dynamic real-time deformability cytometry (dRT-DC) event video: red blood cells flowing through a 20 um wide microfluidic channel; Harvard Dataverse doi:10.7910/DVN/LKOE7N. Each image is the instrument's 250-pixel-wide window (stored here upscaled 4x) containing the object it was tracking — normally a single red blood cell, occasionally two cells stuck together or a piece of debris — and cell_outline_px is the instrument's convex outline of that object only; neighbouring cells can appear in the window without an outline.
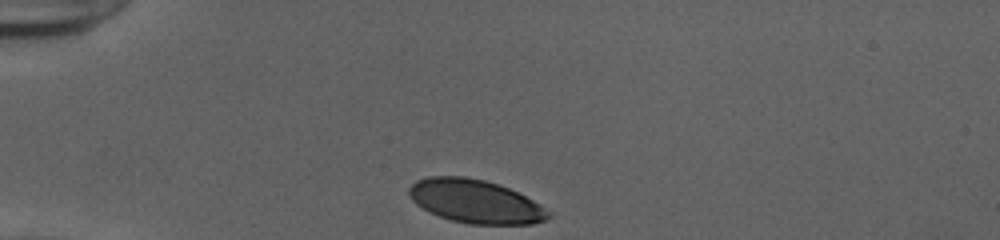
{"species": "human", "species_latin": "Homo sapiens", "temperature_condition": "cold", "stored_images_in_passage": 31, "camera_frame_rate_fps": 3000, "um_per_image_px": 0.085, "donor": {"sex": "female"}, "frame": {"image": 1, "passage_image": 1, "time_ms": 0.0, "image_size_px": [1000, 240], "cell_outline_px": [[552, 216], [548, 220], [532, 224], [468, 224], [452, 220], [428, 212], [416, 204], [408, 196], [408, 188], [416, 180], [428, 176], [464, 176], [484, 180], [508, 188], [540, 204], [552, 212]], "centroid_in_image_um": [40.4, 17.12], "position_along_channel_um": 44.6, "area_um2": 35.43}}
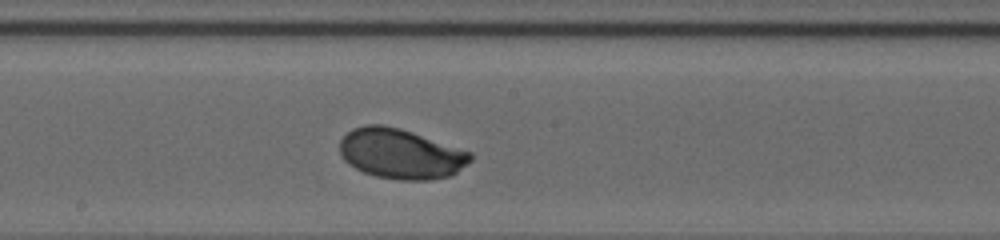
{"frame": {"image": 2, "passage_image": 17, "time_ms": 5.333, "image_size_px": [1000, 240], "cell_outline_px": [[472, 160], [452, 176], [428, 180], [400, 180], [376, 176], [364, 172], [348, 164], [344, 160], [340, 152], [340, 140], [352, 128], [364, 124], [384, 124], [400, 128], [472, 152]], "centroid_in_image_um": [34.06, 13.06], "position_along_channel_um": 214.1, "area_um2": 38.26}}
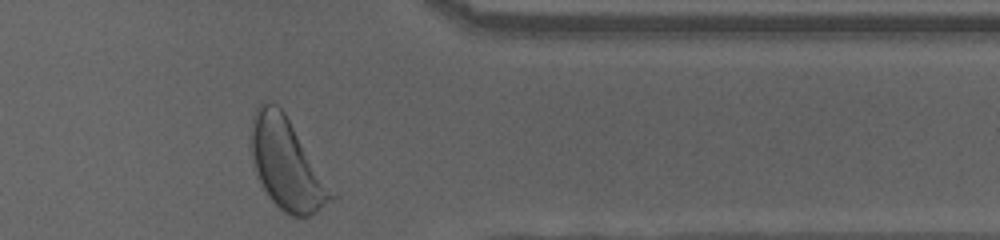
{"frame": {"image": 3, "passage_image": 31, "time_ms": 10.0, "image_size_px": [1000, 240], "cell_outline_px": [[340, 196], [316, 212], [308, 216], [288, 216], [268, 196], [260, 184], [256, 176], [252, 156], [252, 116], [256, 108], [260, 104], [276, 104], [284, 112]], "centroid_in_image_um": [24.44, 14.01], "position_along_channel_um": 387.0, "area_um2": 42.83}, "authors_computed_cell_mechanics": {"area_um2": 37.859, "velocity_mm_per_s": 3.8614, "shape_relaxation_time_tau1_ms": 1.9753, "shape_relaxation_time_tau2_ms": null, "deformation_change_tau1": 0.1393, "deformation_change_tau2": null}}